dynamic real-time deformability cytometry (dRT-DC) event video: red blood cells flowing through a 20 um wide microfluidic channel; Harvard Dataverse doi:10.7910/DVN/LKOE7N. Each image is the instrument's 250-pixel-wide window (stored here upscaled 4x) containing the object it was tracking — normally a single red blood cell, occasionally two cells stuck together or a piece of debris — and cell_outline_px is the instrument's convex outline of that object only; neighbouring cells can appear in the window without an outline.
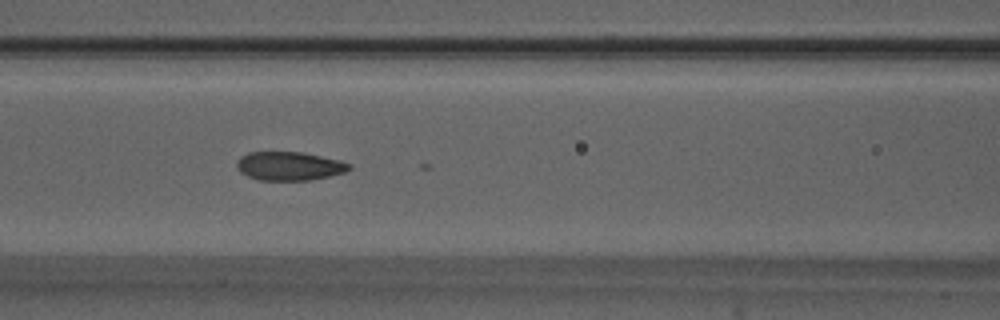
{"species": "Egyptian fruit bat (a non-hibernating species)", "species_latin": "Rousettus aegyptiacus", "temperature_condition": "warm", "stored_images_in_passage": 40, "camera_frame_rate_fps": 3000, "um_per_image_px": 0.085, "animal": {"sex": "male"}, "frame": {"image": 1, "passage_image": 10, "time_ms": 3.0, "image_size_px": [1000, 320], "cell_outline_px": [[352, 168], [344, 172], [312, 180], [260, 180], [248, 176], [240, 172], [236, 168], [236, 164], [240, 156], [248, 152], [304, 152], [340, 160], [352, 164]], "centroid_in_image_um": [24.59, 14.11], "position_along_channel_um": 142.0, "area_um2": 18.9}}